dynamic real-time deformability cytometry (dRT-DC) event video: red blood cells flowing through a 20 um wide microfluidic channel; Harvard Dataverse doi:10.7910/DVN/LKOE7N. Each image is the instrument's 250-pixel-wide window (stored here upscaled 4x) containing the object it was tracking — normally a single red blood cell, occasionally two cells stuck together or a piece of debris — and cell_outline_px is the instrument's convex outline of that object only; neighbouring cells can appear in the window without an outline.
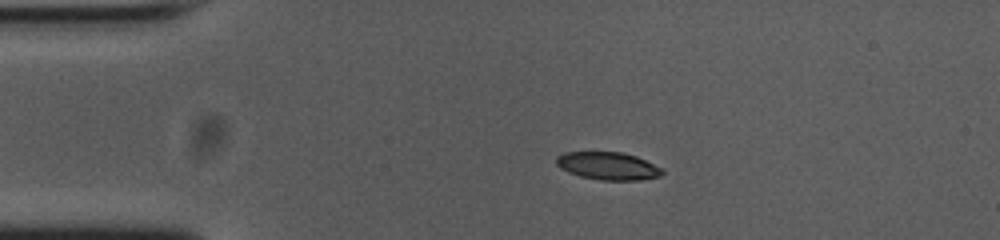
{"species": "common noctule bat (a hibernating species)", "species_latin": "Nyctalus noctula", "temperature_condition": "cold", "stored_images_in_passage": 44, "camera_frame_rate_fps": 3000, "um_per_image_px": 0.085, "animal": {"sex": "female", "body_mass_g": 23.0, "forearm_length_mm": 53.4}, "frame": {"image": 1, "passage_image": 1, "time_ms": 0.0, "image_size_px": [1000, 240], "cell_outline_px": [[664, 172], [660, 176], [640, 180], [600, 180], [580, 176], [568, 172], [560, 168], [556, 164], [556, 156], [564, 152], [624, 152], [636, 156], [664, 168]], "centroid_in_image_um": [51.69, 14.1], "position_along_channel_um": 33.3, "area_um2": 17.28}}
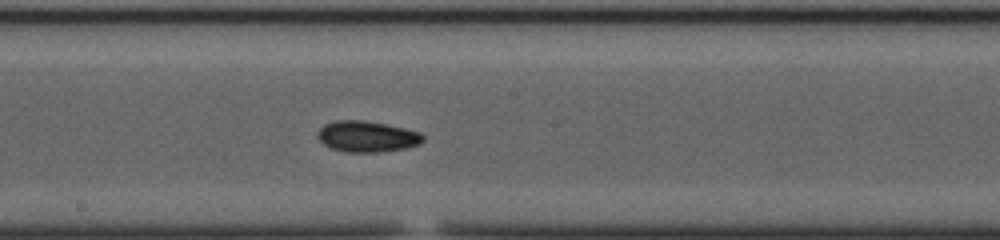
{"frame": {"image": 2, "passage_image": 19, "time_ms": 6.0, "image_size_px": [1000, 240], "cell_outline_px": [[424, 140], [420, 144], [408, 148], [380, 152], [344, 152], [328, 148], [316, 136], [316, 132], [324, 124], [336, 120], [364, 120], [404, 128], [420, 132], [424, 136]], "centroid_in_image_um": [31.18, 11.61], "position_along_channel_um": 217.0, "area_um2": 19.31}}
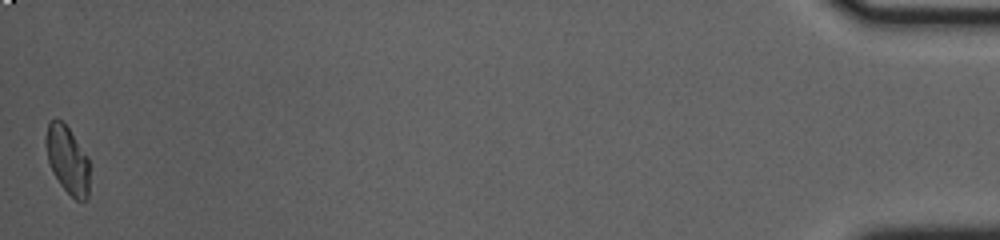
{"frame": {"image": 3, "passage_image": 44, "time_ms": 14.333, "image_size_px": [1000, 240], "cell_outline_px": [[88, 196], [84, 200], [76, 200], [60, 184], [52, 172], [48, 160], [44, 140], [48, 124], [56, 116], [68, 128], [88, 156]], "centroid_in_image_um": [5.71, 13.55], "position_along_channel_um": 429.5, "area_um2": 17.05}, "authors_computed_cell_mechanics": {"area_um2": 18.0336, "velocity_mm_per_s": 3.7409, "shape_relaxation_time_tau1_ms": 3.4798, "shape_relaxation_time_tau2_ms": 5.7787, "deformation_change_tau1": 0.129, "deformation_change_tau2": 0.1076}}